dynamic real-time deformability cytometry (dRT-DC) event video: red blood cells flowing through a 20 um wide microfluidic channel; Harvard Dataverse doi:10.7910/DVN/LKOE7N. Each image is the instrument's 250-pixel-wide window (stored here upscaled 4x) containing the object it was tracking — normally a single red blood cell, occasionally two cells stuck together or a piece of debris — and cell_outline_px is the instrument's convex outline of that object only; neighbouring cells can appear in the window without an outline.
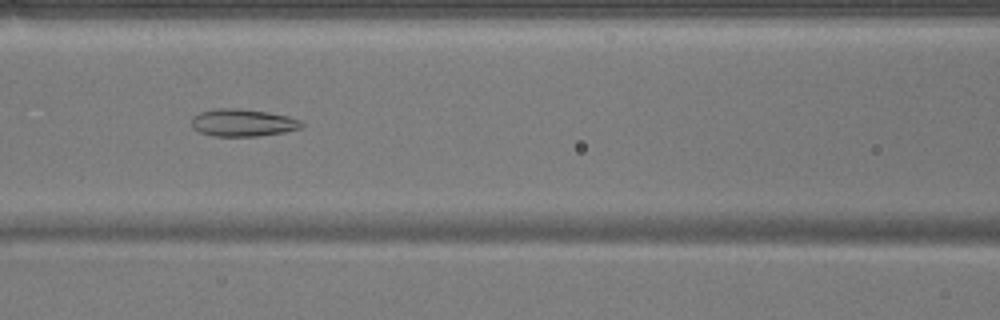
{"species": "common noctule bat (a hibernating species)", "species_latin": "Nyctalus noctula", "temperature_condition": "warm", "stored_images_in_passage": 51, "camera_frame_rate_fps": 3000, "um_per_image_px": 0.085, "animal": {"sex": "male", "body_mass_g": 17.9}, "frame": {"image": 1, "passage_image": 22, "time_ms": 7.0, "image_size_px": [1000, 320], "cell_outline_px": [[304, 124], [300, 128], [284, 132], [260, 136], [212, 136], [200, 132], [192, 128], [192, 116], [200, 112], [220, 108], [240, 108], [268, 112], [288, 116], [304, 120]], "centroid_in_image_um": [20.66, 10.43], "position_along_channel_um": 145.9, "area_um2": 17.74}}
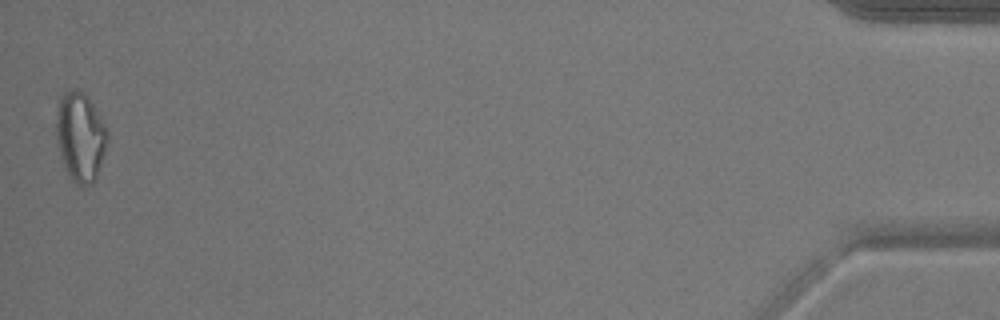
{"frame": {"image": 2, "passage_image": 51, "time_ms": 16.667, "image_size_px": [1000, 320], "cell_outline_px": [[108, 136], [104, 152], [96, 180], [92, 184], [76, 184], [72, 180], [64, 168], [60, 156], [56, 140], [56, 124], [60, 96], [64, 92], [72, 88], [76, 88], [84, 92], [88, 96], [104, 124], [108, 132]], "centroid_in_image_um": [6.81, 11.61], "position_along_channel_um": 428.4, "area_um2": 26.59}, "authors_computed_cell_mechanics": {"area_um2": 21.5016, "velocity_mm_per_s": 3.9003, "shape_relaxation_time_tau1_ms": null, "shape_relaxation_time_tau2_ms": 3.4266, "deformation_change_tau1": null, "deformation_change_tau2": 0.1146}}